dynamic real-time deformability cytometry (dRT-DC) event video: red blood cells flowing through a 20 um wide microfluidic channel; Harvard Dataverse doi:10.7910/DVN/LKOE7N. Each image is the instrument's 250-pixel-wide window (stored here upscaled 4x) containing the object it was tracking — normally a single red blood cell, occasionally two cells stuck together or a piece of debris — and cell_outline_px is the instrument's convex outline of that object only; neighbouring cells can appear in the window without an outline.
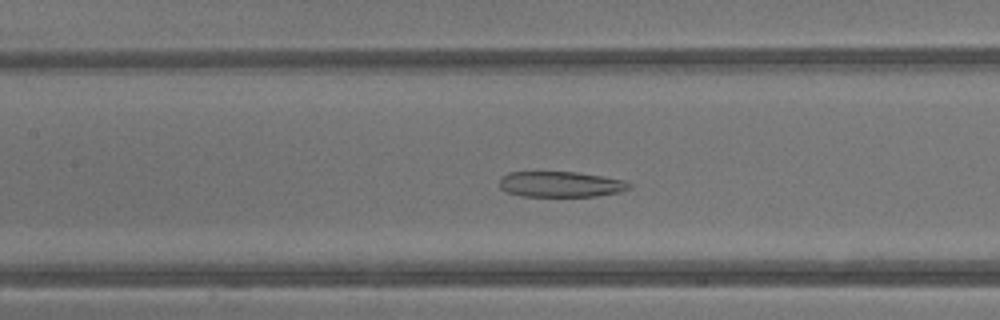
{"species": "common noctule bat (a hibernating species)", "species_latin": "Nyctalus noctula", "temperature_condition": "warm", "stored_images_in_passage": 42, "camera_frame_rate_fps": 3000, "um_per_image_px": 0.085, "animal": {"sex": "male", "body_mass_g": 13.3}, "frame": {"image": 1, "passage_image": 19, "time_ms": 6.0, "image_size_px": [1000, 320], "cell_outline_px": [[632, 188], [620, 192], [596, 196], [520, 196], [508, 192], [500, 188], [500, 176], [508, 172], [576, 172], [604, 176], [624, 180], [632, 184]], "centroid_in_image_um": [47.68, 15.66], "position_along_channel_um": 159.7, "area_um2": 19.54}}
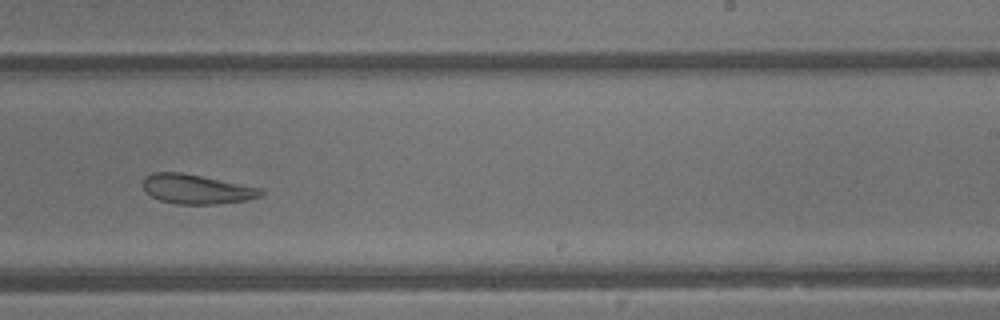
{"frame": {"image": 2, "passage_image": 26, "time_ms": 8.333, "image_size_px": [1000, 320], "cell_outline_px": [[264, 192], [260, 196], [244, 200], [216, 204], [176, 204], [160, 200], [152, 196], [144, 188], [144, 180], [152, 172], [180, 172], [260, 188]], "centroid_in_image_um": [16.69, 16.08], "position_along_channel_um": 272.3, "area_um2": 19.71}}
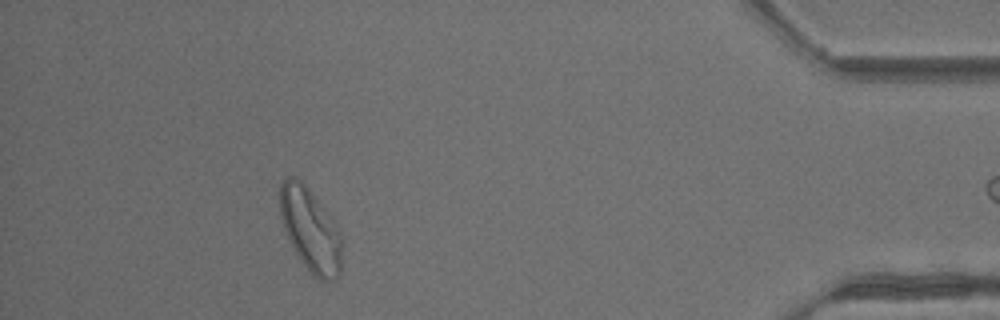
{"frame": {"image": 3, "passage_image": 38, "time_ms": 12.333, "image_size_px": [1000, 320], "cell_outline_px": [[340, 272], [336, 280], [320, 280], [312, 276], [296, 252], [284, 232], [280, 216], [280, 184], [288, 176], [296, 176], [308, 188], [328, 216], [336, 228], [340, 236]], "centroid_in_image_um": [26.33, 19.55], "position_along_channel_um": 408.9, "area_um2": 29.3}}